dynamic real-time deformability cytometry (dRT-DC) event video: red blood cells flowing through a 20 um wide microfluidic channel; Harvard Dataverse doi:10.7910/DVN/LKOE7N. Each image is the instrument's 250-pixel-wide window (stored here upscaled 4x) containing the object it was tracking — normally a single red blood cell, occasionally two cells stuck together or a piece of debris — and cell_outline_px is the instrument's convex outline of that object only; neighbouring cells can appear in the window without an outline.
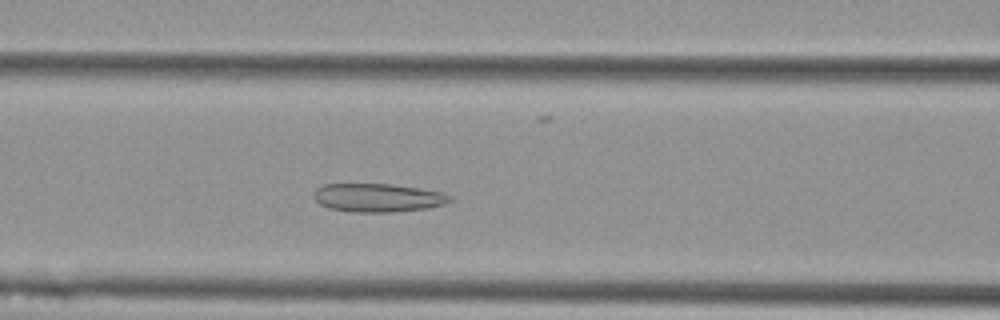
{"species": "Egyptian fruit bat (a non-hibernating species)", "species_latin": "Rousettus aegyptiacus", "temperature_condition": "cold", "stored_images_in_passage": 47, "camera_frame_rate_fps": 3000, "um_per_image_px": 0.085, "animal": {"sex": "female"}, "frame": {"image": 1, "passage_image": 15, "time_ms": 4.667, "image_size_px": [1000, 320], "cell_outline_px": [[452, 200], [444, 204], [428, 208], [392, 212], [352, 212], [328, 208], [320, 204], [316, 200], [316, 188], [324, 184], [392, 184], [420, 188], [444, 192], [452, 196]], "centroid_in_image_um": [32.17, 16.8], "position_along_channel_um": 134.4, "area_um2": 22.6}}
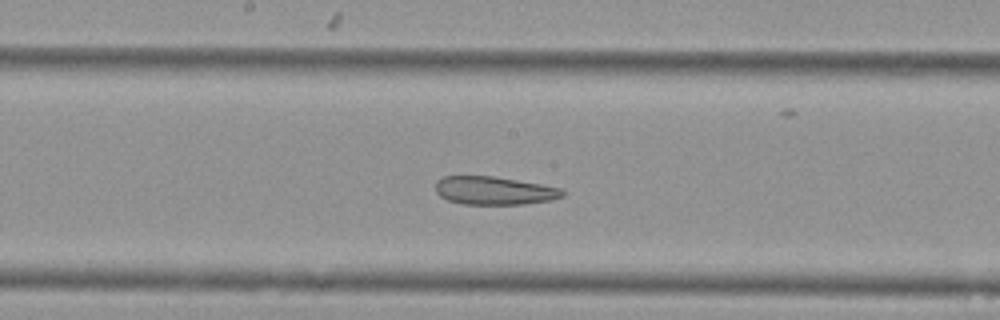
{"frame": {"image": 2, "passage_image": 21, "time_ms": 6.667, "image_size_px": [1000, 320], "cell_outline_px": [[564, 196], [552, 200], [524, 204], [464, 204], [448, 200], [440, 196], [436, 192], [436, 180], [444, 176], [492, 176], [564, 188]], "centroid_in_image_um": [42.02, 16.2], "position_along_channel_um": 206.2, "area_um2": 20.87}}
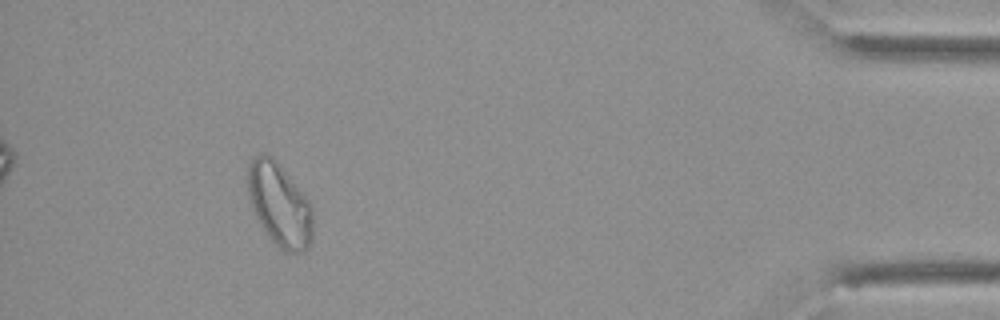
{"frame": {"image": 3, "passage_image": 43, "time_ms": 14.0, "image_size_px": [1000, 320], "cell_outline_px": [[312, 240], [308, 248], [304, 252], [284, 252], [264, 232], [248, 200], [248, 164], [252, 156], [272, 156], [276, 160], [312, 204]], "centroid_in_image_um": [23.76, 17.42], "position_along_channel_um": 411.4, "area_um2": 31.56}, "authors_computed_cell_mechanics": {"area_um2": 25.3742, "velocity_mm_per_s": 3.6062, "shape_relaxation_time_tau1_ms": null, "shape_relaxation_time_tau2_ms": 3.512, "deformation_change_tau1": null, "deformation_change_tau2": 0.1265}}